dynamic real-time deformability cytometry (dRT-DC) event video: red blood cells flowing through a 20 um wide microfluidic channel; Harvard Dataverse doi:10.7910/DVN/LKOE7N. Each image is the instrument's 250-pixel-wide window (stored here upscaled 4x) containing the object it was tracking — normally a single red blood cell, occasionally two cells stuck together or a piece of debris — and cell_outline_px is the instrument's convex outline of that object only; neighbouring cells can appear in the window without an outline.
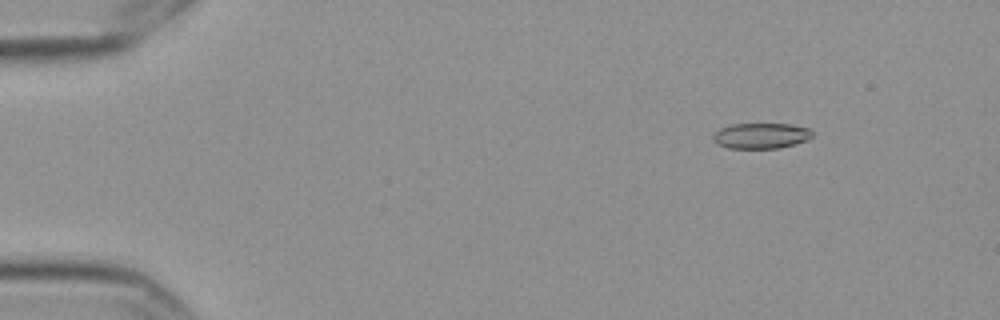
{"species": "Egyptian fruit bat (a non-hibernating species)", "species_latin": "Rousettus aegyptiacus", "temperature_condition": "cold", "stored_images_in_passage": 6, "camera_frame_rate_fps": 3000, "um_per_image_px": 0.085, "frame": {"image": 1, "passage_image": 2, "time_ms": 0.333, "image_size_px": [1000, 320], "cell_outline_px": [[812, 136], [808, 140], [780, 148], [728, 148], [712, 140], [712, 136], [720, 128], [732, 124], [792, 124], [812, 128]], "centroid_in_image_um": [64.73, 11.53], "position_along_channel_um": 20.3, "area_um2": 14.85}}
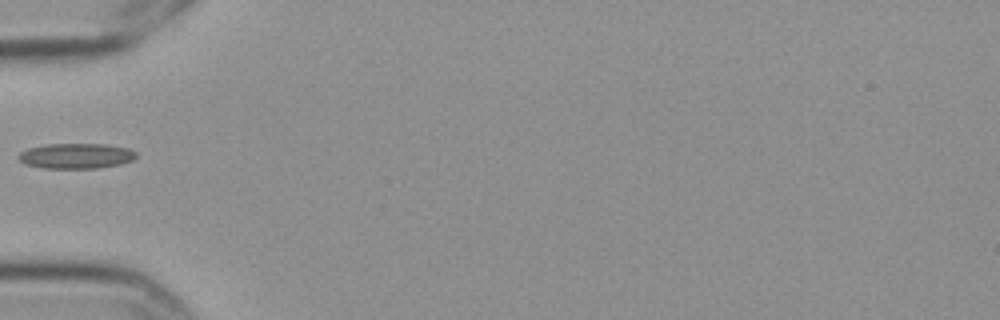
{"frame": {"image": 2, "passage_image": 5, "time_ms": 1.333, "image_size_px": [1000, 320], "cell_outline_px": [[136, 156], [132, 160], [120, 164], [96, 168], [44, 168], [24, 164], [16, 156], [20, 152], [28, 148], [48, 144], [108, 144], [128, 148], [136, 152]], "centroid_in_image_um": [6.45, 13.25], "position_along_channel_um": 78.6, "area_um2": 17.34}}
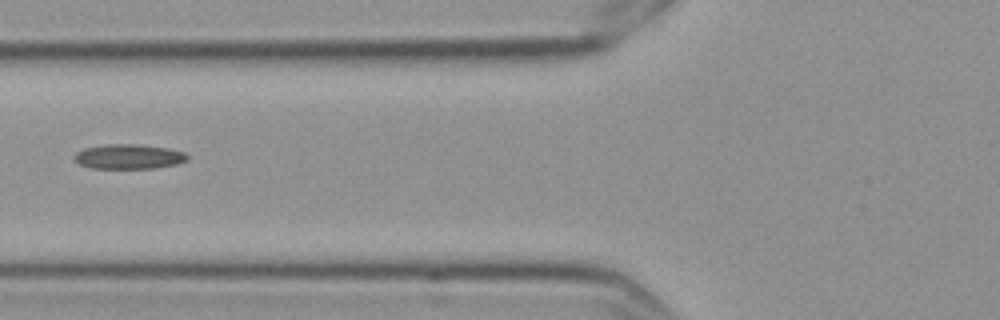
{"frame": {"image": 3, "passage_image": 6, "time_ms": 1.667, "image_size_px": [1000, 320], "cell_outline_px": [[188, 160], [176, 164], [156, 168], [92, 168], [80, 164], [72, 156], [76, 152], [84, 148], [104, 144], [136, 144], [168, 148], [184, 152], [188, 156]], "centroid_in_image_um": [10.94, 13.3], "position_along_channel_um": 114.9, "area_um2": 16.3}}